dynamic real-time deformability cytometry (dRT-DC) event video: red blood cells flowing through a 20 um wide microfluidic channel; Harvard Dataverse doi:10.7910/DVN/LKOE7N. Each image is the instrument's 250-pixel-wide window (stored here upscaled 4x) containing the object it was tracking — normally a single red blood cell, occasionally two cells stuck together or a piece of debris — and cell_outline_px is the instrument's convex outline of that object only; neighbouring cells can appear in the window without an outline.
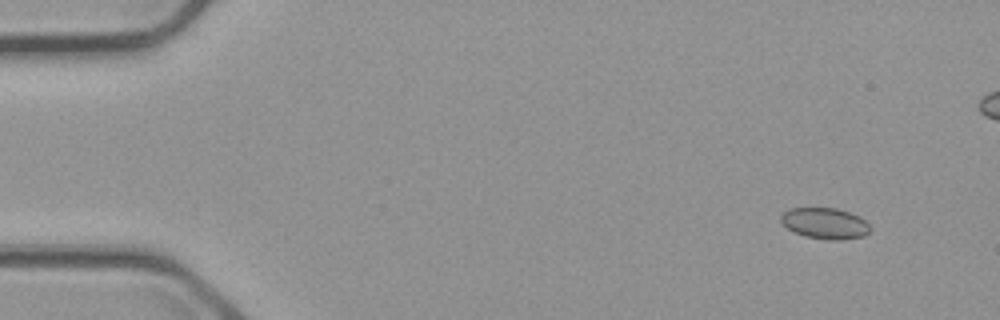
{"species": "common noctule bat (a hibernating species)", "species_latin": "Nyctalus noctula", "temperature_condition": "cold", "stored_images_in_passage": 3, "camera_frame_rate_fps": 3000, "um_per_image_px": 0.085, "animal": {"sex": "male", "body_mass_g": 23.1, "forearm_length_mm": 52.7}, "frame": {"image": 1, "passage_image": 1, "time_ms": 0.0, "image_size_px": [1000, 320], "cell_outline_px": [[872, 228], [864, 236], [840, 240], [828, 240], [804, 236], [788, 228], [780, 220], [780, 216], [788, 208], [836, 208], [860, 216]], "centroid_in_image_um": [70.13, 18.98], "position_along_channel_um": 14.9, "area_um2": 16.13}}